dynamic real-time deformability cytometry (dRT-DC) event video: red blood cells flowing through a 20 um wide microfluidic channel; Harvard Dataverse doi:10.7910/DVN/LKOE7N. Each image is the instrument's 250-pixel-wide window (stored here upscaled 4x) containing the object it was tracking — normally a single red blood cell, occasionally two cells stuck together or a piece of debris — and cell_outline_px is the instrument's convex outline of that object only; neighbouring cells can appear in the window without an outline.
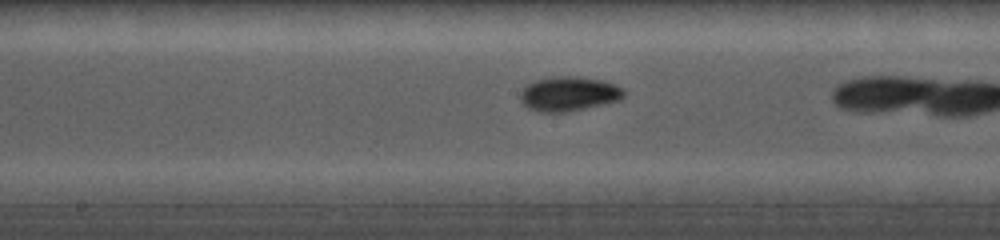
{"species": "common noctule bat (a hibernating species)", "species_latin": "Nyctalus noctula", "temperature_condition": "cold", "stored_images_in_passage": 20, "camera_frame_rate_fps": 5000, "um_per_image_px": 0.085, "animal": {"sex": "female", "body_mass_g": 19.0, "forearm_length_mm": 56.7}, "frame": {"image": 1, "passage_image": 12, "time_ms": 3.8, "image_size_px": [1000, 240], "cell_outline_px": [[624, 96], [620, 100], [568, 112], [540, 112], [528, 108], [520, 100], [520, 92], [528, 84], [536, 80], [552, 76], [576, 76], [600, 80], [616, 84], [624, 88]], "centroid_in_image_um": [48.35, 7.97], "position_along_channel_um": 199.8, "area_um2": 20.87}}
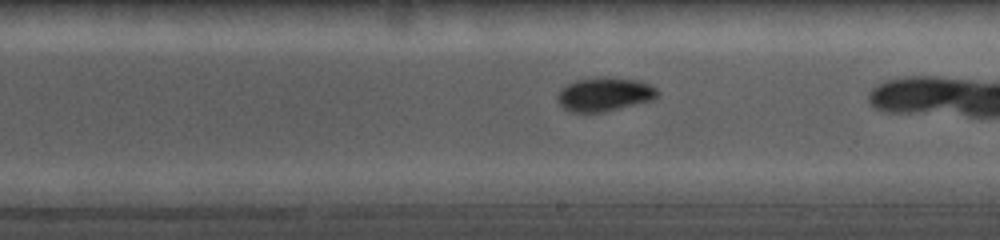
{"frame": {"image": 2, "passage_image": 15, "time_ms": 4.8, "image_size_px": [1000, 240], "cell_outline_px": [[660, 92], [652, 100], [604, 112], [568, 112], [556, 100], [556, 96], [560, 88], [576, 80], [596, 76], [604, 76], [636, 80], [648, 84], [656, 88]], "centroid_in_image_um": [51.33, 8.01], "position_along_channel_um": 237.7, "area_um2": 19.88}}